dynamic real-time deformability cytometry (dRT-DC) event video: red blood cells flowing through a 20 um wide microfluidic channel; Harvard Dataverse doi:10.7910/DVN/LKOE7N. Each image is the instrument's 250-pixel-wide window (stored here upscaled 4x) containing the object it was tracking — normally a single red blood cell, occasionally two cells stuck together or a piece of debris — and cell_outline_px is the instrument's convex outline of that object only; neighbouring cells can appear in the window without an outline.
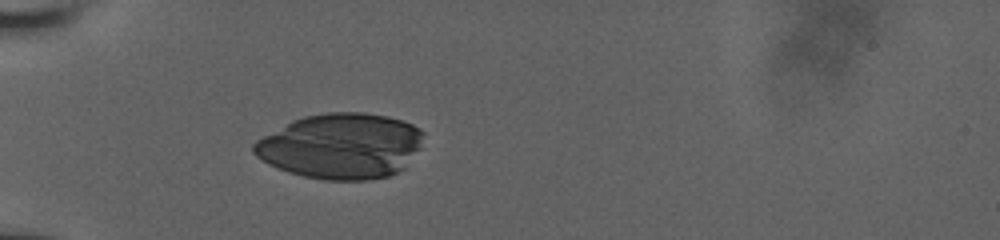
{"species": "human", "species_latin": "Homo sapiens", "temperature_condition": "room temperature", "stored_images_in_passage": 34, "camera_frame_rate_fps": 3000, "um_per_image_px": 0.085, "donor": {"sex": "male"}, "frame": {"image": 1, "passage_image": 1, "time_ms": 0.0, "image_size_px": [1000, 240], "cell_outline_px": [[424, 132], [420, 148], [404, 168], [388, 176], [368, 180], [324, 180], [304, 176], [288, 172], [276, 168], [268, 164], [256, 156], [252, 152], [252, 144], [256, 140], [292, 120], [304, 116], [328, 112], [364, 112], [388, 116], [412, 124], [420, 128]], "centroid_in_image_um": [28.98, 12.41], "position_along_channel_um": 56.0, "area_um2": 64.97}}